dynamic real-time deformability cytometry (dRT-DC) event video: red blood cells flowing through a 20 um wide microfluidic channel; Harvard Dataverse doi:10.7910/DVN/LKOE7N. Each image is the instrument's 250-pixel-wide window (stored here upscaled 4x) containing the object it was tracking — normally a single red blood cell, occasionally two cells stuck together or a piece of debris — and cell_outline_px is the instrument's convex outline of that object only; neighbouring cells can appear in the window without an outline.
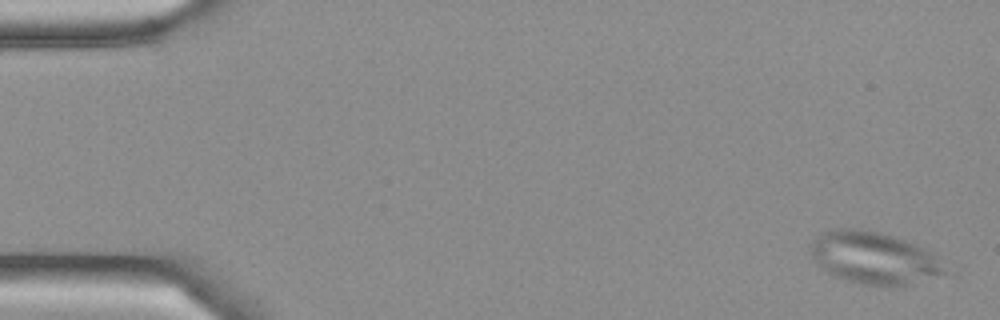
{"species": "Egyptian fruit bat (a non-hibernating species)", "species_latin": "Rousettus aegyptiacus", "temperature_condition": "cold", "stored_images_in_passage": 5, "camera_frame_rate_fps": 3000, "um_per_image_px": 0.085, "frame": {"image": 1, "passage_image": 1, "time_ms": 0.0, "image_size_px": [1000, 320], "cell_outline_px": [[960, 272], [952, 276], [908, 284], [864, 284], [848, 280], [836, 276], [828, 272], [812, 256], [808, 248], [812, 240], [820, 232], [832, 228], [860, 228], [880, 232], [928, 248]], "centroid_in_image_um": [74.5, 21.91], "position_along_channel_um": 10.5, "area_um2": 42.14}}